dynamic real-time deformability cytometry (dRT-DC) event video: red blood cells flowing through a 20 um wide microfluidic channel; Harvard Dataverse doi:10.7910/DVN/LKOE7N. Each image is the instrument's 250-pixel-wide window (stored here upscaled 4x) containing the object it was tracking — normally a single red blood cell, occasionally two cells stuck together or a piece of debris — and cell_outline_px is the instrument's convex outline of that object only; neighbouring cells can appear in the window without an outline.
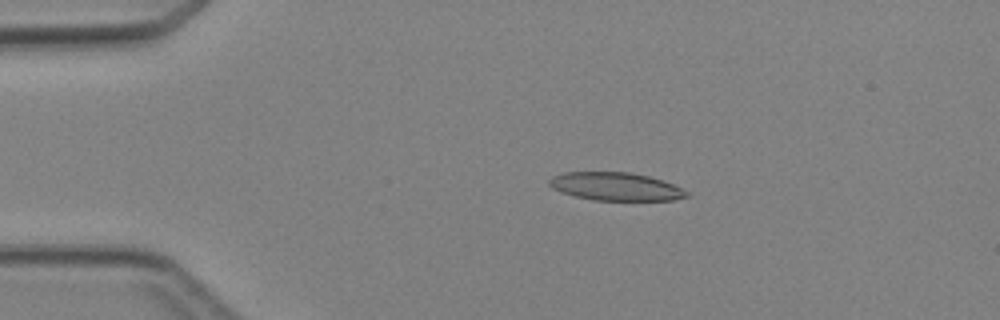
{"species": "Egyptian fruit bat (a non-hibernating species)", "species_latin": "Rousettus aegyptiacus", "temperature_condition": "cold", "stored_images_in_passage": 4, "camera_frame_rate_fps": 3000, "um_per_image_px": 0.085, "animal": {"sex": "female"}, "frame": {"image": 1, "passage_image": 3, "time_ms": 2.333, "image_size_px": [1000, 320], "cell_outline_px": [[688, 196], [672, 200], [592, 200], [560, 192], [552, 188], [548, 184], [548, 180], [552, 176], [564, 172], [632, 172], [664, 180], [688, 192]], "centroid_in_image_um": [52.29, 15.84], "position_along_channel_um": 32.7, "area_um2": 22.48}}